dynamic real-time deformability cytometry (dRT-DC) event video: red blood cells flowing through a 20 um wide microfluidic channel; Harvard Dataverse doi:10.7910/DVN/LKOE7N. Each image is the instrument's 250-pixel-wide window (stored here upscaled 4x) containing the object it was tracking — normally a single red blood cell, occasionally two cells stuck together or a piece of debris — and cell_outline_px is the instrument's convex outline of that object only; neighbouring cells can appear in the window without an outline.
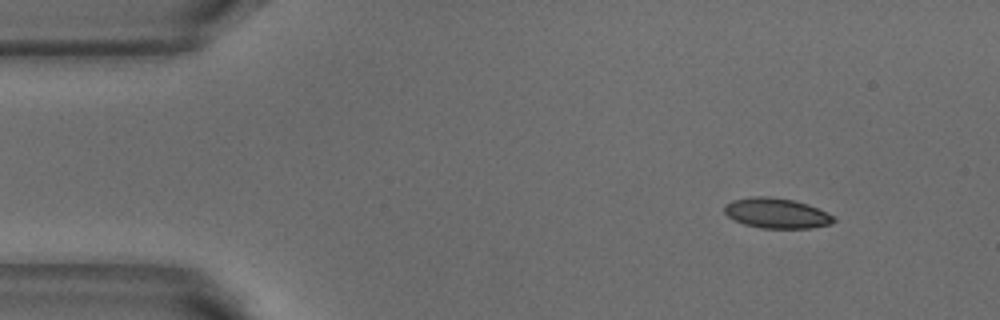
{"species": "common noctule bat (a hibernating species)", "species_latin": "Nyctalus noctula", "temperature_condition": "warm", "stored_images_in_passage": 6, "camera_frame_rate_fps": 3000, "um_per_image_px": 0.085, "animal": {"sex": "male", "body_mass_g": 18.8}, "frame": {"image": 1, "passage_image": 2, "time_ms": 0.333, "image_size_px": [1000, 320], "cell_outline_px": [[836, 220], [828, 224], [808, 228], [760, 228], [744, 224], [728, 216], [724, 212], [724, 204], [732, 200], [752, 196], [768, 196], [792, 200], [808, 204], [836, 216]], "centroid_in_image_um": [65.99, 18.11], "position_along_channel_um": 19.0, "area_um2": 19.19}}
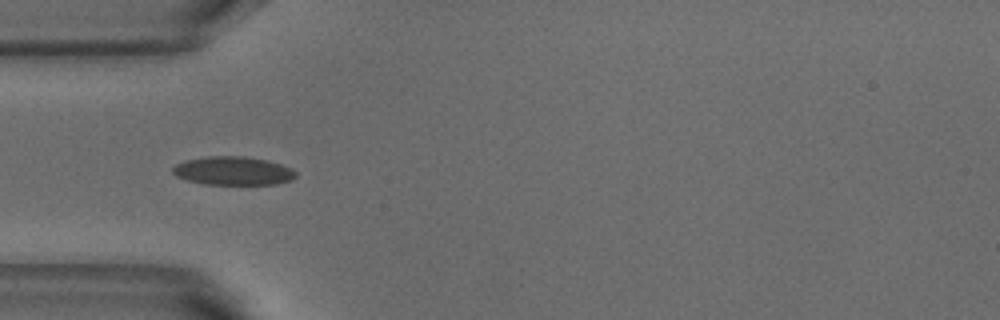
{"frame": {"image": 2, "passage_image": 5, "time_ms": 1.333, "image_size_px": [1000, 320], "cell_outline_px": [[296, 176], [292, 180], [276, 184], [204, 184], [188, 180], [176, 176], [172, 172], [172, 168], [176, 164], [184, 160], [208, 156], [244, 156], [268, 160], [292, 168], [296, 172]], "centroid_in_image_um": [19.82, 14.51], "position_along_channel_um": 65.2, "area_um2": 20.52}}
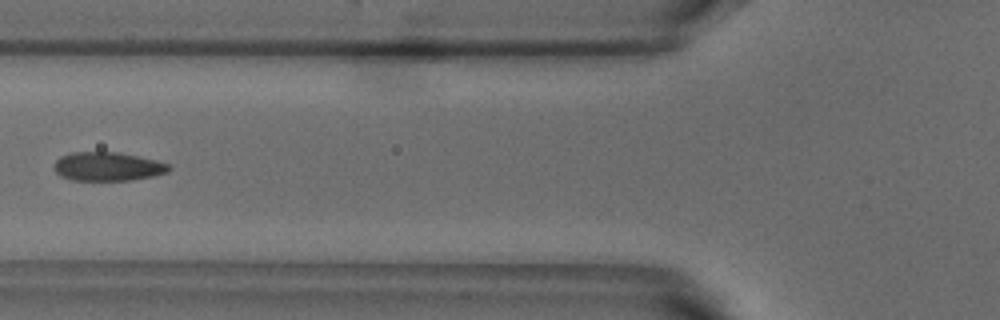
{"frame": {"image": 3, "passage_image": 6, "time_ms": 1.667, "image_size_px": [1000, 320], "cell_outline_px": [[172, 168], [168, 172], [152, 176], [132, 180], [72, 180], [60, 176], [56, 172], [56, 160], [60, 156], [72, 152], [116, 152], [156, 160], [168, 164]], "centroid_in_image_um": [9.16, 14.15], "position_along_channel_um": 116.6, "area_um2": 19.07}}